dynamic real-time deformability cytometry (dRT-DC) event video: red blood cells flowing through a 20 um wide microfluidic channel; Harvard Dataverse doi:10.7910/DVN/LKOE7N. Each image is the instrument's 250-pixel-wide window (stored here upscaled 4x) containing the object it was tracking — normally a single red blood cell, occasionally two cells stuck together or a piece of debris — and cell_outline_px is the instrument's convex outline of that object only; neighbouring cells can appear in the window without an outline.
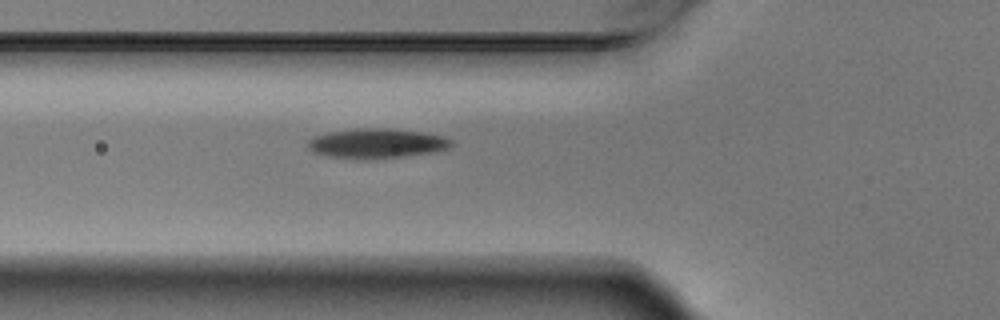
{"species": "Egyptian fruit bat (a non-hibernating species)", "species_latin": "Rousettus aegyptiacus", "temperature_condition": "warm", "stored_images_in_passage": 8, "camera_frame_rate_fps": 3000, "um_per_image_px": 0.085, "animal": {"sex": "male"}, "frame": {"image": 1, "passage_image": 8, "time_ms": 2.333, "image_size_px": [1000, 320], "cell_outline_px": [[452, 144], [448, 148], [428, 152], [372, 160], [356, 160], [328, 156], [316, 152], [308, 148], [308, 140], [316, 136], [332, 132], [356, 128], [388, 128], [420, 132], [440, 136], [452, 140]], "centroid_in_image_um": [31.97, 12.2], "position_along_channel_um": 93.8, "area_um2": 24.51}}